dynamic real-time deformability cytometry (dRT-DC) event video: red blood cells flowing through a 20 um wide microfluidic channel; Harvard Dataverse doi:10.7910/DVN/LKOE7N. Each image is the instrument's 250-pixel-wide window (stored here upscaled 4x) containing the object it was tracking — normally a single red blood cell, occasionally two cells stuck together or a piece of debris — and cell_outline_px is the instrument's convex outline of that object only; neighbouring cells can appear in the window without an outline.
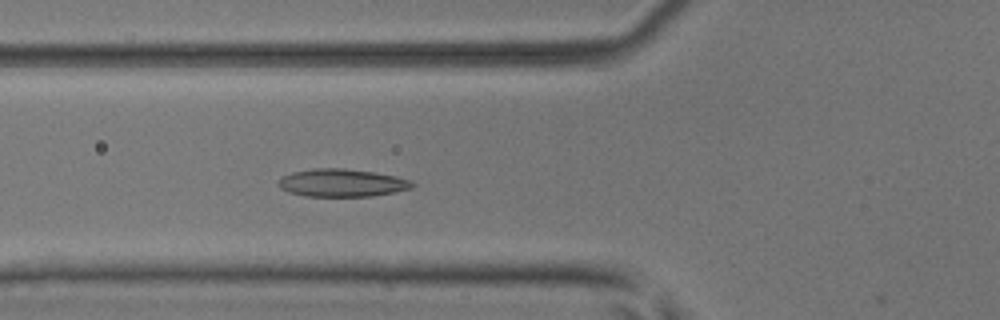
{"species": "common noctule bat (a hibernating species)", "species_latin": "Nyctalus noctula", "temperature_condition": "room temperature", "stored_images_in_passage": 20, "camera_frame_rate_fps": 3000, "um_per_image_px": 0.085, "animal": {"sex": "male", "body_mass_g": 17.9, "forearm_length_mm": 54.2}, "frame": {"image": 1, "passage_image": 19, "time_ms": 6.0, "image_size_px": [1000, 320], "cell_outline_px": [[416, 184], [412, 188], [396, 192], [372, 196], [304, 196], [288, 192], [280, 188], [276, 184], [276, 180], [292, 172], [312, 168], [344, 168], [372, 172], [396, 176], [412, 180]], "centroid_in_image_um": [29.05, 15.54], "position_along_channel_um": 96.7, "area_um2": 21.91}}